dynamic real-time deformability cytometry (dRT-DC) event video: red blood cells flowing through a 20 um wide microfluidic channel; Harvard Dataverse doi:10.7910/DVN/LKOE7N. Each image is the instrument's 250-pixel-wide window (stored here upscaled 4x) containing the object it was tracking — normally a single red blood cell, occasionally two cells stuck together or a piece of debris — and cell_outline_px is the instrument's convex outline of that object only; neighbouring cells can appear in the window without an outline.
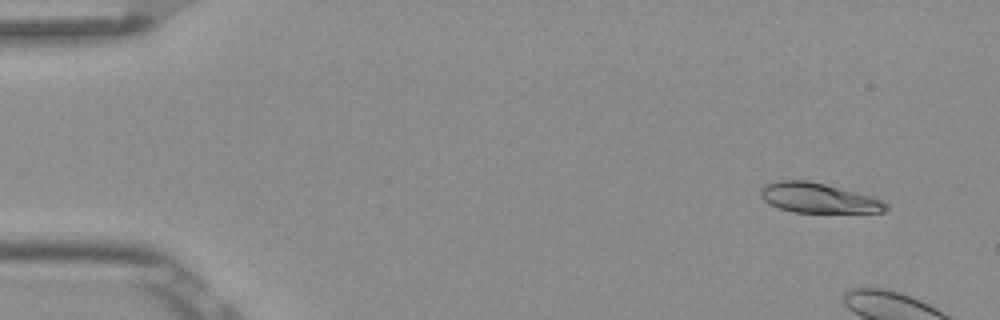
{"species": "Egyptian fruit bat (a non-hibernating species)", "species_latin": "Rousettus aegyptiacus", "temperature_condition": "room temperature", "stored_images_in_passage": 3, "camera_frame_rate_fps": 3000, "um_per_image_px": 0.085, "frame": {"image": 1, "passage_image": 1, "time_ms": 0.0, "image_size_px": [1000, 320], "cell_outline_px": [[888, 208], [884, 212], [792, 212], [768, 204], [760, 196], [760, 188], [768, 184], [780, 180], [804, 180], [824, 184], [856, 192], [880, 200], [888, 204]], "centroid_in_image_um": [69.52, 16.83], "position_along_channel_um": 15.5, "area_um2": 21.44}}